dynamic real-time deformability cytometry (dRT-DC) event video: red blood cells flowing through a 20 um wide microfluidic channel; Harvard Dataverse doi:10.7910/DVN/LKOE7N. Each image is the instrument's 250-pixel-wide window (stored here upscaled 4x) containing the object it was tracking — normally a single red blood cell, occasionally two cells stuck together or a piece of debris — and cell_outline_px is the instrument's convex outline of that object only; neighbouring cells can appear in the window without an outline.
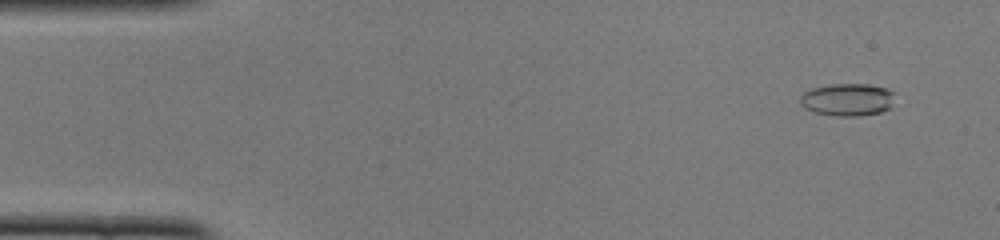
{"species": "common noctule bat (a hibernating species)", "species_latin": "Nyctalus noctula", "temperature_condition": "cold", "stored_images_in_passage": 49, "camera_frame_rate_fps": 3000, "um_per_image_px": 0.085, "animal": {"sex": "female", "body_mass_g": 22.0, "forearm_length_mm": 56.7}, "frame": {"image": 1, "passage_image": 4, "time_ms": 1.0, "image_size_px": [1000, 240], "cell_outline_px": [[896, 92], [892, 108], [880, 112], [860, 116], [836, 116], [812, 112], [804, 108], [800, 104], [800, 96], [804, 92], [812, 88], [832, 84], [868, 84], [888, 88]], "centroid_in_image_um": [72.08, 8.47], "position_along_channel_um": 12.9, "area_um2": 18.38}}
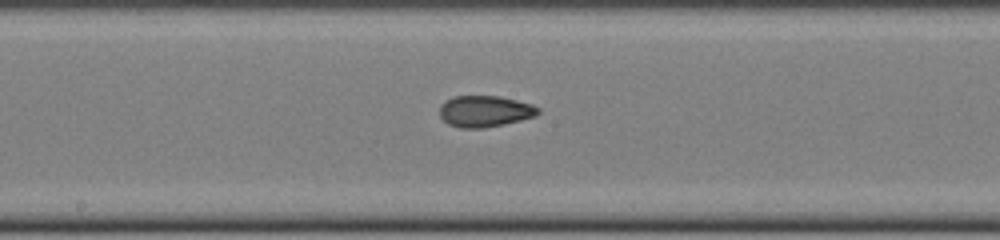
{"frame": {"image": 2, "passage_image": 26, "time_ms": 8.333, "image_size_px": [1000, 240], "cell_outline_px": [[540, 112], [536, 116], [504, 124], [484, 128], [460, 128], [448, 124], [440, 116], [440, 104], [444, 100], [452, 96], [500, 96], [532, 104], [540, 108]], "centroid_in_image_um": [41.2, 9.45], "position_along_channel_um": 207.0, "area_um2": 18.15}}
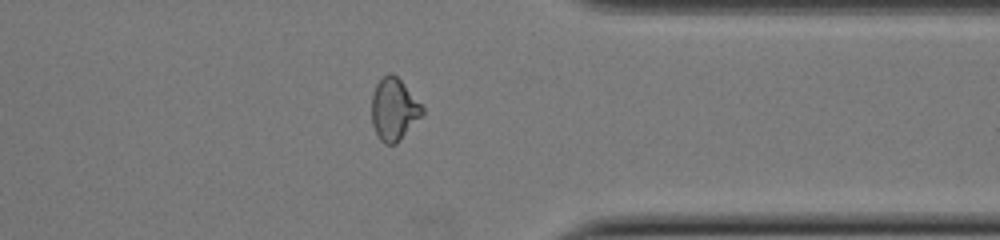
{"frame": {"image": 3, "passage_image": 39, "time_ms": 12.667, "image_size_px": [1000, 240], "cell_outline_px": [[424, 112], [396, 144], [384, 144], [380, 140], [372, 124], [372, 92], [376, 84], [388, 72], [392, 72], [400, 80], [424, 108]], "centroid_in_image_um": [33.46, 9.29], "position_along_channel_um": 377.9, "area_um2": 18.03}, "authors_computed_cell_mechanics": {"area_um2": 18.0336, "velocity_mm_per_s": 4.1097, "shape_relaxation_time_tau1_ms": null, "shape_relaxation_time_tau2_ms": 1.5854, "deformation_change_tau1": null, "deformation_change_tau2": 0.0759}}